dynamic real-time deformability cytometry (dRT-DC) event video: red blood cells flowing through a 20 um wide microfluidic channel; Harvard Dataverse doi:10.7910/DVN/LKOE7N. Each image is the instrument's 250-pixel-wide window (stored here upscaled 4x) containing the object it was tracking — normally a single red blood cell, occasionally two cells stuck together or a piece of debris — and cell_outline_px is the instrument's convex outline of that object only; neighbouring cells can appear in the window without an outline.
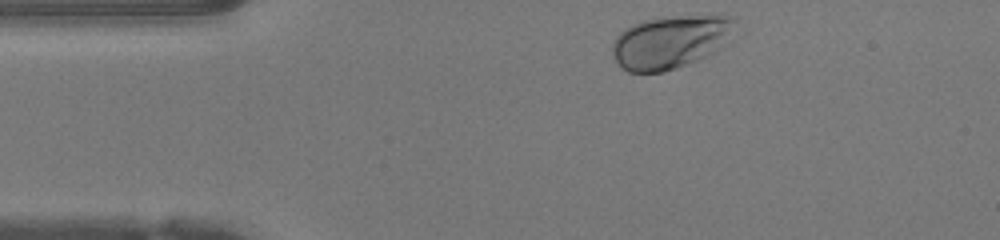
{"species": "human", "species_latin": "Homo sapiens", "temperature_condition": "warm", "stored_images_in_passage": 33, "camera_frame_rate_fps": 3000, "um_per_image_px": 0.085, "donor": {"sex": "female"}, "frame": {"image": 1, "passage_image": 1, "time_ms": 0.0, "image_size_px": [1000, 240], "cell_outline_px": [[748, 32], [744, 36], [716, 52], [676, 68], [664, 72], [628, 72], [612, 56], [612, 44], [616, 36], [624, 28], [640, 20], [656, 16], [696, 12], [724, 12], [736, 16]], "centroid_in_image_um": [57.33, 3.42], "position_along_channel_um": 27.7, "area_um2": 41.79}}
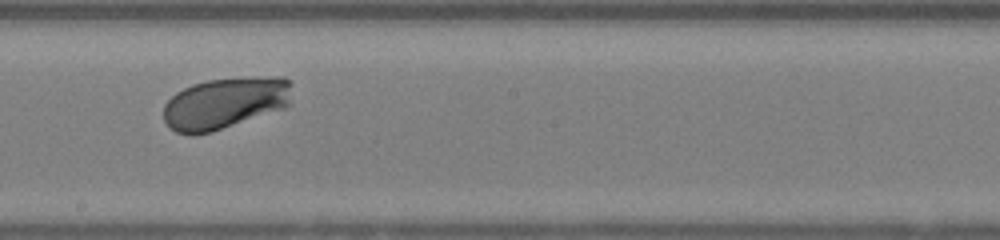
{"frame": {"image": 2, "passage_image": 19, "time_ms": 6.0, "image_size_px": [1000, 240], "cell_outline_px": [[292, 104], [284, 108], [212, 132], [176, 132], [164, 120], [164, 104], [176, 92], [192, 84], [208, 80], [272, 76], [284, 76], [288, 80]], "centroid_in_image_um": [19.16, 8.74], "position_along_channel_um": 229.0, "area_um2": 38.09}}
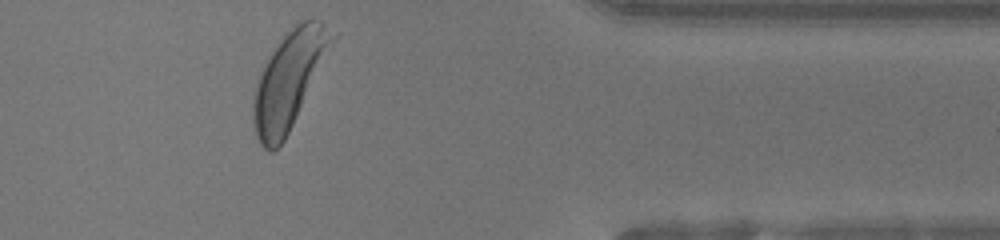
{"frame": {"image": 3, "passage_image": 32, "time_ms": 10.333, "image_size_px": [1000, 240], "cell_outline_px": [[340, 32], [336, 40], [284, 140], [272, 152], [268, 152], [260, 144], [256, 136], [252, 124], [252, 100], [256, 84], [260, 72], [264, 64], [276, 44], [292, 24], [304, 20], [312, 20]], "centroid_in_image_um": [24.56, 6.77], "position_along_channel_um": 386.8, "area_um2": 44.45}, "authors_computed_cell_mechanics": {"area_um2": 38.0902, "velocity_mm_per_s": 4.1883, "shape_relaxation_time_tau1_ms": 1.3177, "shape_relaxation_time_tau2_ms": 2.9498, "deformation_change_tau1": 0.1132, "deformation_change_tau2": 0.1174}}